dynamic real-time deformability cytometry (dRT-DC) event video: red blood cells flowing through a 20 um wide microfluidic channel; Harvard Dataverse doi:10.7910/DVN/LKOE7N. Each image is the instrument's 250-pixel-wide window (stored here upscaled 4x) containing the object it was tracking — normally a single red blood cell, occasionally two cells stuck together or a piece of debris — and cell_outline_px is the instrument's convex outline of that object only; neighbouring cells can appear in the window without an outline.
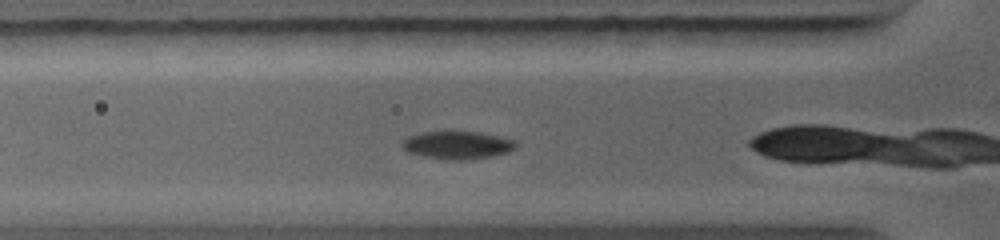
{"species": "common noctule bat (a hibernating species)", "species_latin": "Nyctalus noctula", "temperature_condition": "warm", "stored_images_in_passage": 9, "camera_frame_rate_fps": 5000, "um_per_image_px": 0.085, "animal": {"sex": "female", "body_mass_g": 19.0, "forearm_length_mm": 56.7}, "frame": {"image": 1, "passage_image": 4, "time_ms": 0.8, "image_size_px": [1000, 240], "cell_outline_px": [[516, 148], [508, 152], [492, 156], [460, 160], [448, 160], [424, 156], [408, 152], [400, 144], [408, 136], [420, 132], [480, 132], [516, 140]], "centroid_in_image_um": [38.88, 12.33], "position_along_channel_um": 86.9, "area_um2": 18.32}}